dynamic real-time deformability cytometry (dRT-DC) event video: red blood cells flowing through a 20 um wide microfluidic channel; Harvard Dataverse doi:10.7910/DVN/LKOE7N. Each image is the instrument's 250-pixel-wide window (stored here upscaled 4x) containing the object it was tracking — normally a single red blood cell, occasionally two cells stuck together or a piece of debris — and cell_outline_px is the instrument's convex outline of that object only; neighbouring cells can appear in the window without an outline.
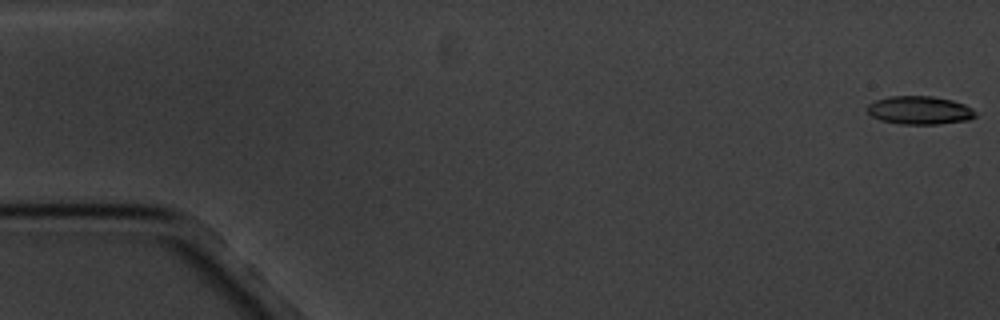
{"species": "common noctule bat (a hibernating species)", "species_latin": "Nyctalus noctula", "temperature_condition": "cold", "stored_images_in_passage": 12, "camera_frame_rate_fps": 3000, "um_per_image_px": 0.085, "animal": {"sex": "male", "body_mass_g": 20.1, "forearm_length_mm": 53.5}, "frame": {"image": 1, "passage_image": 1, "time_ms": 0.0, "image_size_px": [1000, 320], "cell_outline_px": [[976, 116], [968, 120], [940, 124], [900, 124], [880, 120], [872, 116], [868, 112], [868, 104], [876, 100], [888, 96], [932, 96], [952, 100], [964, 104], [972, 108], [976, 112]], "centroid_in_image_um": [78.18, 9.37], "position_along_channel_um": 6.8, "area_um2": 17.86}}
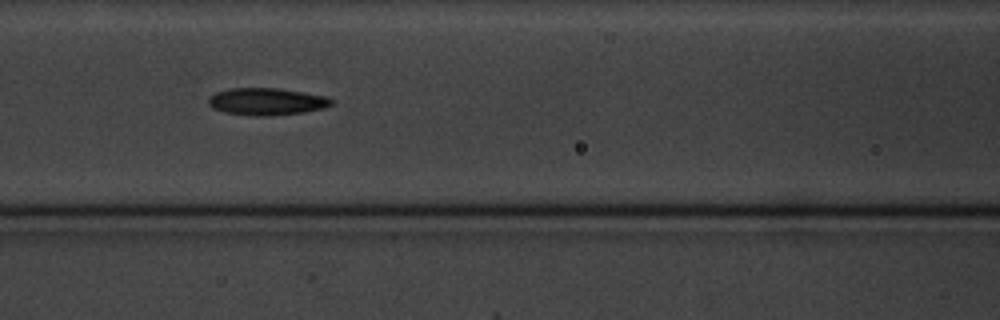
{"frame": {"image": 2, "passage_image": 8, "time_ms": 8.0, "image_size_px": [1000, 320], "cell_outline_px": [[332, 104], [324, 108], [304, 112], [264, 116], [256, 116], [224, 112], [212, 108], [208, 104], [208, 96], [216, 92], [228, 88], [276, 88], [304, 92], [328, 96], [332, 100]], "centroid_in_image_um": [22.64, 8.62], "position_along_channel_um": 144.0, "area_um2": 19.54}}
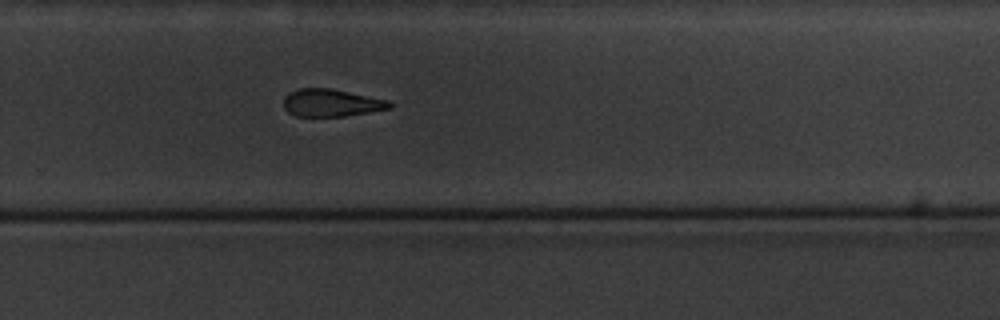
{"frame": {"image": 3, "passage_image": 12, "time_ms": 12.667, "image_size_px": [1000, 320], "cell_outline_px": [[392, 108], [344, 116], [296, 116], [288, 112], [284, 108], [284, 96], [288, 92], [300, 88], [332, 88], [388, 100], [392, 104]], "centroid_in_image_um": [28.14, 8.73], "position_along_channel_um": 301.7, "area_um2": 16.99}}